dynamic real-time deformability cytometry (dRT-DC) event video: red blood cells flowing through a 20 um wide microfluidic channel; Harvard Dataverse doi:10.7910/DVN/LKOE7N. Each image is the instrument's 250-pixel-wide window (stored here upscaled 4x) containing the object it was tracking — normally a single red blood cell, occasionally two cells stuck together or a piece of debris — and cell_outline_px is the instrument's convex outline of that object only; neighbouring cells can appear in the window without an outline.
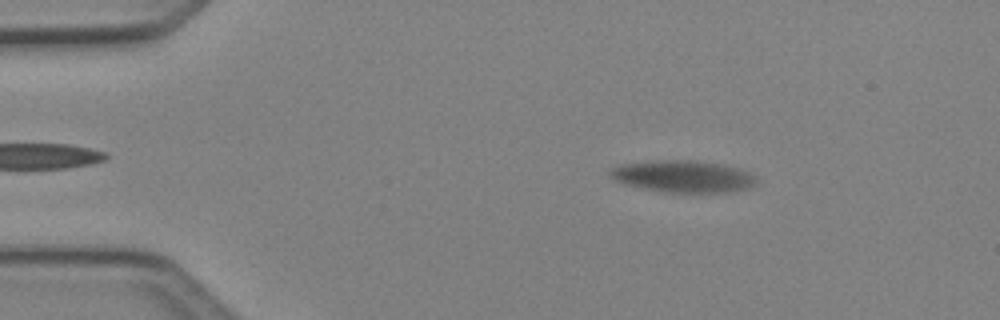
{"species": "Egyptian fruit bat (a non-hibernating species)", "species_latin": "Rousettus aegyptiacus", "temperature_condition": "cold", "stored_images_in_passage": 12, "camera_frame_rate_fps": 3000, "um_per_image_px": 0.085, "animal": {"sex": "female"}, "frame": {"image": 1, "passage_image": 9, "time_ms": 2.667, "image_size_px": [1000, 320], "cell_outline_px": [[756, 184], [748, 188], [728, 192], [664, 192], [624, 184], [608, 176], [608, 172], [616, 164], [652, 160], [696, 160], [724, 164], [740, 168], [756, 176]], "centroid_in_image_um": [58.04, 14.97], "position_along_channel_um": 27.0, "area_um2": 27.57}}